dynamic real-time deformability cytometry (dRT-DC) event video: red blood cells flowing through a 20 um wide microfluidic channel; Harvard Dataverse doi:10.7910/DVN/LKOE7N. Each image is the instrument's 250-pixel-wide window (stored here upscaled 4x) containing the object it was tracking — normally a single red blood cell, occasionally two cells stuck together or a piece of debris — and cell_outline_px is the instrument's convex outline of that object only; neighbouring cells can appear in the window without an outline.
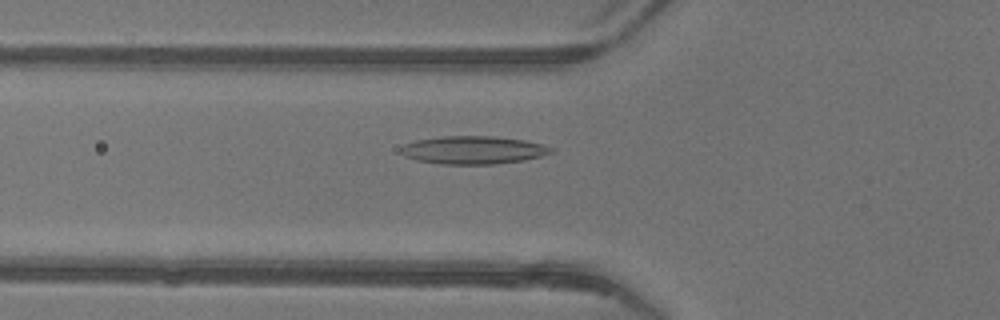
{"species": "common noctule bat (a hibernating species)", "species_latin": "Nyctalus noctula", "temperature_condition": "warm", "stored_images_in_passage": 40, "camera_frame_rate_fps": 3000, "um_per_image_px": 0.085, "animal": {"sex": "female"}, "frame": {"image": 1, "passage_image": 9, "time_ms": 2.667, "image_size_px": [1000, 320], "cell_outline_px": [[552, 152], [540, 156], [524, 160], [492, 164], [440, 164], [416, 160], [404, 156], [400, 152], [400, 148], [404, 144], [416, 140], [444, 136], [492, 136], [524, 140], [540, 144], [552, 148]], "centroid_in_image_um": [40.16, 12.75], "position_along_channel_um": 85.6, "area_um2": 24.33}}
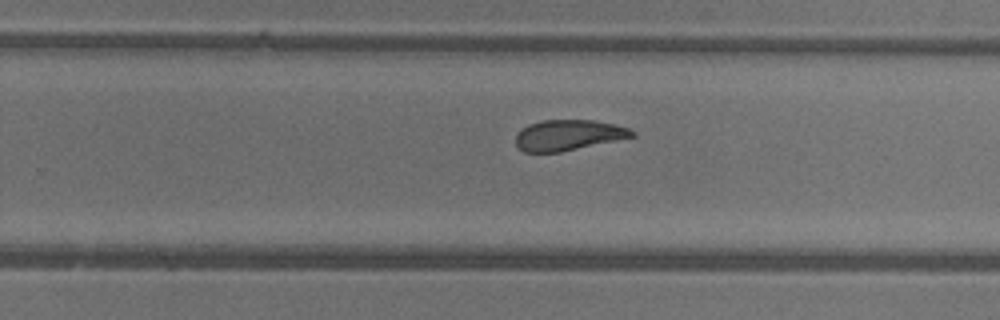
{"frame": {"image": 2, "passage_image": 23, "time_ms": 7.333, "image_size_px": [1000, 320], "cell_outline_px": [[636, 136], [560, 152], [524, 152], [516, 144], [516, 136], [528, 124], [540, 120], [592, 120], [612, 124], [628, 128], [636, 132]], "centroid_in_image_um": [48.32, 11.48], "position_along_channel_um": 281.5, "area_um2": 20.52}}
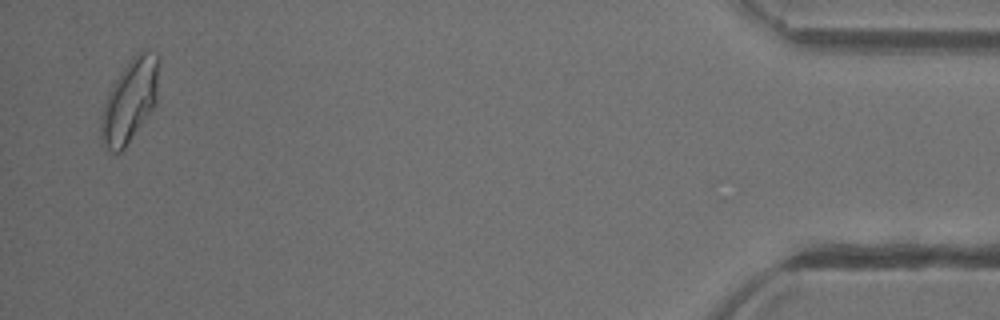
{"frame": {"image": 3, "passage_image": 39, "time_ms": 12.667, "image_size_px": [1000, 320], "cell_outline_px": [[160, 60], [156, 104], [124, 148], [120, 152], [112, 156], [104, 144], [100, 136], [100, 116], [108, 92], [112, 84], [120, 72], [132, 56], [144, 48], [156, 56]], "centroid_in_image_um": [11.02, 8.56], "position_along_channel_um": 424.2, "area_um2": 28.15}, "authors_computed_cell_mechanics": {"area_um2": 22.8888, "velocity_mm_per_s": 4.1909, "shape_relaxation_time_tau1_ms": 9.286, "shape_relaxation_time_tau2_ms": 1.3648, "deformation_change_tau1": 0.2568, "deformation_change_tau2": 0.0904}}